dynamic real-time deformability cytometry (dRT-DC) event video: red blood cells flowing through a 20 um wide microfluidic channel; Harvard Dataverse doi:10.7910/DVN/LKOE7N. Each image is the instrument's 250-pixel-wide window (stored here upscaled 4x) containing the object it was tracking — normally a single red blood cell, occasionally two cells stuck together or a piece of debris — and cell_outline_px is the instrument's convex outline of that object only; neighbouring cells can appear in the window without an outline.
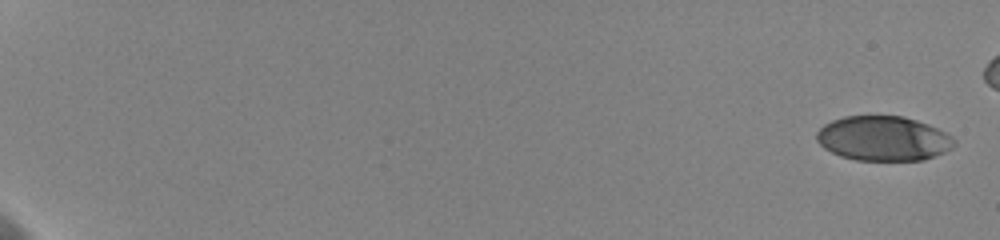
{"species": "human", "species_latin": "Homo sapiens", "temperature_condition": "cold", "stored_images_in_passage": 16, "camera_frame_rate_fps": 3000, "um_per_image_px": 0.085, "donor": {"sex": "female"}, "frame": {"image": 1, "passage_image": 1, "time_ms": 0.0, "image_size_px": [1000, 240], "cell_outline_px": [[956, 144], [952, 148], [936, 156], [924, 160], [856, 160], [840, 156], [824, 148], [816, 140], [816, 132], [824, 124], [832, 120], [844, 116], [904, 116], [928, 124], [952, 136], [956, 140]], "centroid_in_image_um": [75.08, 11.77], "position_along_channel_um": 9.9, "area_um2": 35.95}}